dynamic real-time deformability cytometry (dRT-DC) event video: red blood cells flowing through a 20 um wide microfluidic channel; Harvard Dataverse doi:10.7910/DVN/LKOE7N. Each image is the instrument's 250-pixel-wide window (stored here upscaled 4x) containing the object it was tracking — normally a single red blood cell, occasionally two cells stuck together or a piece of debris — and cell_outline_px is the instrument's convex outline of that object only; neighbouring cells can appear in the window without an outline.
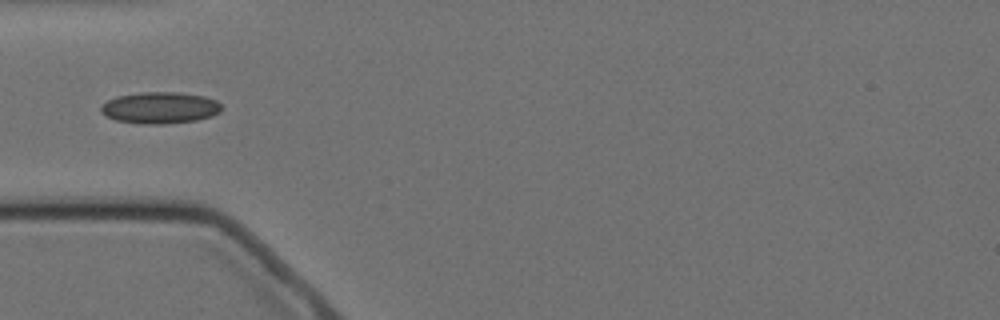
{"species": "Egyptian fruit bat (a non-hibernating species)", "species_latin": "Rousettus aegyptiacus", "temperature_condition": "cold", "stored_images_in_passage": 10, "camera_frame_rate_fps": 3000, "um_per_image_px": 0.085, "animal": {"sex": "female"}, "frame": {"image": 1, "passage_image": 4, "time_ms": 3.333, "image_size_px": [1000, 320], "cell_outline_px": [[224, 108], [220, 112], [212, 116], [196, 120], [164, 124], [140, 124], [116, 120], [100, 112], [100, 104], [116, 96], [140, 92], [176, 92], [204, 96], [216, 100]], "centroid_in_image_um": [13.59, 9.16], "position_along_channel_um": 71.4, "area_um2": 22.37}}
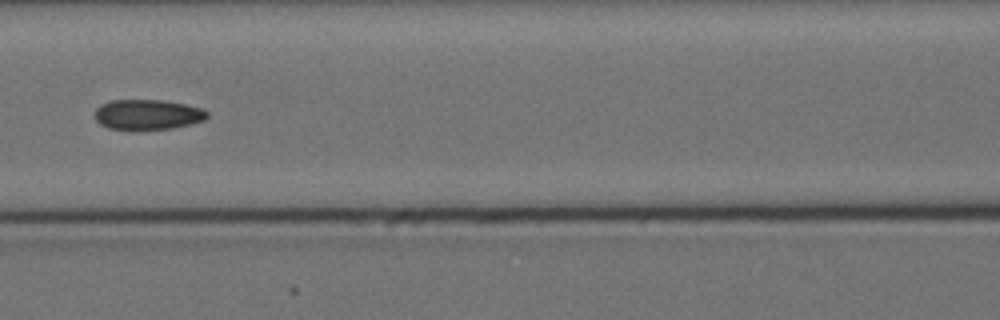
{"frame": {"image": 2, "passage_image": 6, "time_ms": 5.667, "image_size_px": [1000, 320], "cell_outline_px": [[208, 116], [204, 120], [192, 124], [172, 128], [108, 128], [100, 124], [96, 120], [96, 108], [100, 104], [112, 100], [164, 100], [204, 108], [208, 112]], "centroid_in_image_um": [12.58, 9.71], "position_along_channel_um": 154.0, "area_um2": 19.48}}
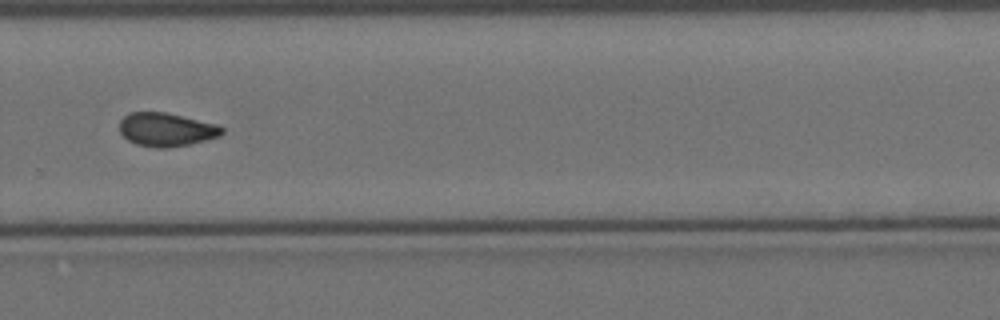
{"frame": {"image": 3, "passage_image": 10, "time_ms": 10.333, "image_size_px": [1000, 320], "cell_outline_px": [[224, 132], [220, 136], [188, 144], [168, 148], [156, 148], [136, 144], [128, 140], [120, 132], [120, 120], [128, 112], [168, 112], [220, 124], [224, 128]], "centroid_in_image_um": [14.16, 10.99], "position_along_channel_um": 315.6, "area_um2": 20.29}}